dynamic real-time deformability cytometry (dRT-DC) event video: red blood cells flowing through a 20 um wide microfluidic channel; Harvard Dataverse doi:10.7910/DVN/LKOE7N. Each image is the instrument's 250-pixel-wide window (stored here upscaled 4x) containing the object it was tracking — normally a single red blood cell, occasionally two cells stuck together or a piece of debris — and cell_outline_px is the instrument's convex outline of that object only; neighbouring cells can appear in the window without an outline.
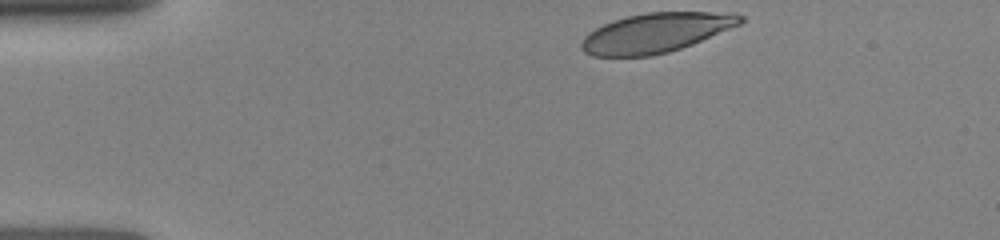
{"species": "human", "species_latin": "Homo sapiens", "temperature_condition": "room temperature", "stored_images_in_passage": 7, "camera_frame_rate_fps": 3000, "um_per_image_px": 0.085, "donor": {"sex": "female"}, "frame": {"image": 1, "passage_image": 1, "time_ms": 0.0, "image_size_px": [1000, 240], "cell_outline_px": [[744, 20], [740, 24], [692, 44], [668, 52], [652, 56], [592, 56], [584, 52], [580, 48], [580, 44], [584, 36], [588, 32], [612, 20], [628, 16], [648, 12], [736, 12], [744, 16]], "centroid_in_image_um": [55.74, 2.78], "position_along_channel_um": 29.3, "area_um2": 36.65}}
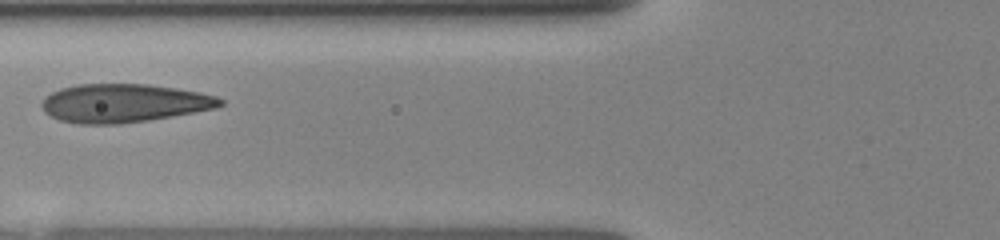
{"frame": {"image": 2, "passage_image": 5, "time_ms": 3.667, "image_size_px": [1000, 240], "cell_outline_px": [[224, 104], [216, 108], [172, 116], [148, 120], [120, 124], [76, 124], [60, 120], [44, 112], [40, 104], [52, 92], [60, 88], [76, 84], [148, 84], [176, 88], [200, 92], [216, 96], [224, 100]], "centroid_in_image_um": [10.53, 8.77], "position_along_channel_um": 115.3, "area_um2": 40.06}}
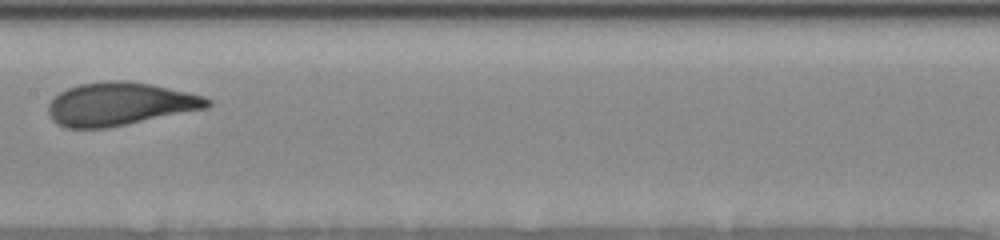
{"frame": {"image": 3, "passage_image": 7, "time_ms": 5.667, "image_size_px": [1000, 240], "cell_outline_px": [[212, 104], [204, 108], [108, 128], [68, 128], [52, 120], [48, 112], [48, 104], [60, 92], [68, 88], [80, 84], [104, 80], [128, 80], [152, 84], [188, 92], [204, 96], [212, 100]], "centroid_in_image_um": [10.17, 8.82], "position_along_channel_um": 197.2, "area_um2": 39.77}}